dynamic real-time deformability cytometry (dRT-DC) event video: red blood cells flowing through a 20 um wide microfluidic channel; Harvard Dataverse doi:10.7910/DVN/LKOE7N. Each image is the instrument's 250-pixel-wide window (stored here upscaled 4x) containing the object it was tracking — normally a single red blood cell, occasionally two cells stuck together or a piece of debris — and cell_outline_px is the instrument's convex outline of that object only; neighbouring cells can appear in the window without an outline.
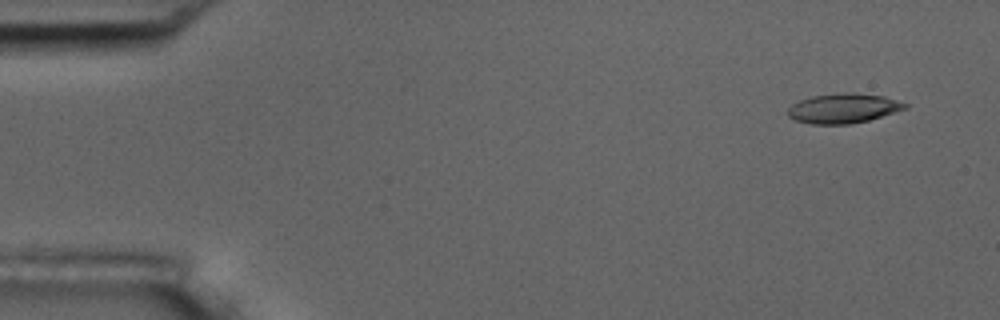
{"species": "common noctule bat (a hibernating species)", "species_latin": "Nyctalus noctula", "temperature_condition": "room temperature", "stored_images_in_passage": 8, "camera_frame_rate_fps": 3000, "um_per_image_px": 0.085, "animal": {"sex": "male", "body_mass_g": 17.5, "forearm_length_mm": 52.3}, "frame": {"image": 1, "passage_image": 1, "time_ms": 0.0, "image_size_px": [1000, 320], "cell_outline_px": [[908, 108], [868, 120], [852, 124], [812, 124], [796, 120], [788, 116], [788, 108], [792, 104], [800, 100], [812, 96], [852, 92], [884, 96], [908, 104]], "centroid_in_image_um": [71.69, 9.21], "position_along_channel_um": 13.3, "area_um2": 20.11}}
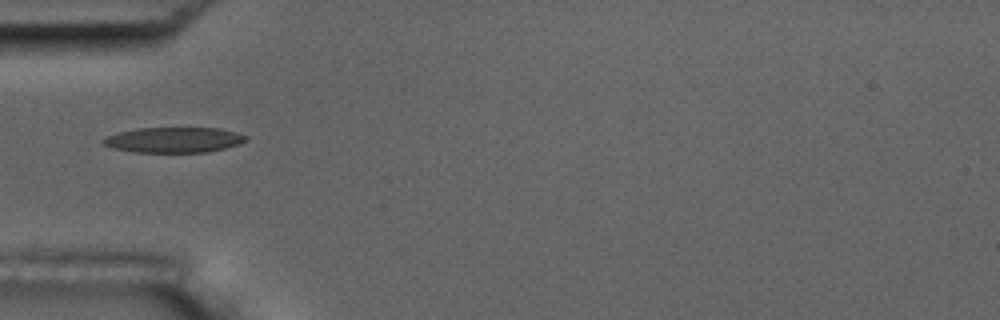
{"frame": {"image": 2, "passage_image": 5, "time_ms": 4.667, "image_size_px": [1000, 320], "cell_outline_px": [[248, 140], [240, 144], [208, 152], [132, 152], [112, 148], [100, 144], [100, 140], [116, 132], [136, 128], [220, 128], [236, 132], [248, 136]], "centroid_in_image_um": [14.74, 11.89], "position_along_channel_um": 70.3, "area_um2": 21.39}}
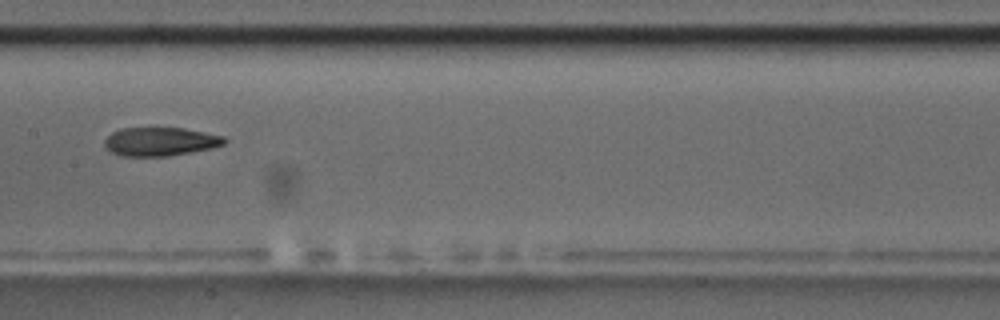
{"frame": {"image": 3, "passage_image": 8, "time_ms": 8.0, "image_size_px": [1000, 320], "cell_outline_px": [[228, 140], [224, 144], [212, 148], [168, 156], [120, 156], [112, 152], [104, 144], [104, 140], [112, 132], [120, 128], [184, 128], [224, 136]], "centroid_in_image_um": [13.63, 12.03], "position_along_channel_um": 193.8, "area_um2": 19.94}}